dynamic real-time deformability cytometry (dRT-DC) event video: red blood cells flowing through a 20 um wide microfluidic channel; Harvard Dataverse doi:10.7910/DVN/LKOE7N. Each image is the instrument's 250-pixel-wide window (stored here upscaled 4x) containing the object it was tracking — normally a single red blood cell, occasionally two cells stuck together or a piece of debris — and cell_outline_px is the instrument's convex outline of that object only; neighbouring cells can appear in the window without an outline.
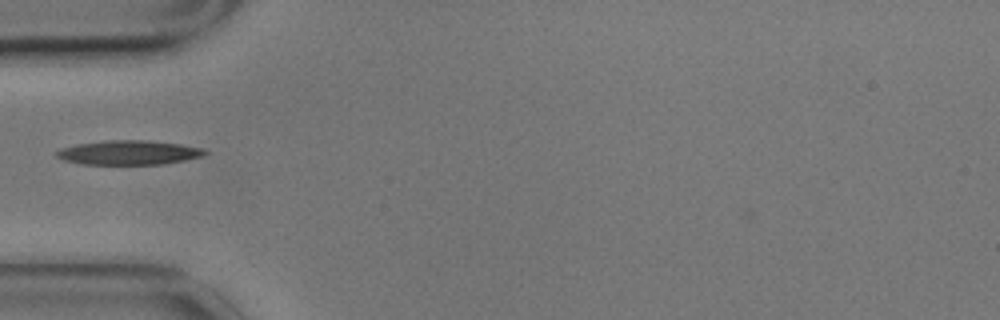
{"species": "common noctule bat (a hibernating species)", "species_latin": "Nyctalus noctula", "temperature_condition": "cold", "stored_images_in_passage": 40, "camera_frame_rate_fps": 3000, "um_per_image_px": 0.085, "animal": {"sex": "male", "body_mass_g": 17.9}, "frame": {"image": 1, "passage_image": 1, "time_ms": 0.0, "image_size_px": [1000, 320], "cell_outline_px": [[208, 152], [204, 156], [164, 164], [84, 164], [64, 160], [56, 156], [56, 152], [60, 148], [76, 144], [104, 140], [144, 140], [180, 144], [200, 148]], "centroid_in_image_um": [10.92, 12.96], "position_along_channel_um": 74.1, "area_um2": 20.92}}
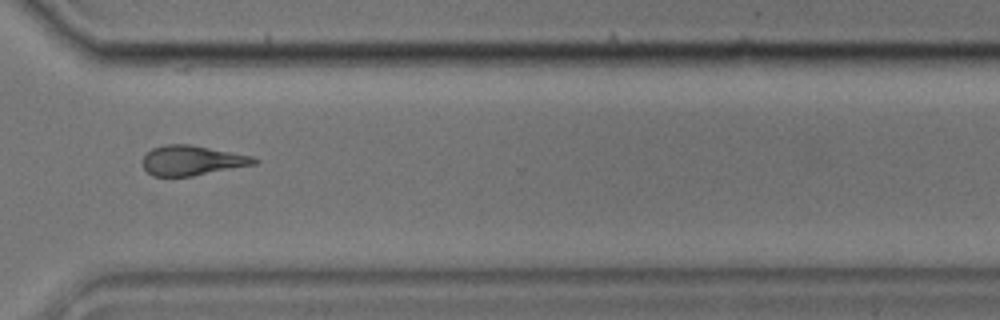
{"frame": {"image": 2, "passage_image": 25, "time_ms": 8.0, "image_size_px": [1000, 320], "cell_outline_px": [[260, 160], [256, 164], [192, 176], [152, 176], [144, 168], [144, 156], [152, 148], [164, 144], [188, 144], [252, 156]], "centroid_in_image_um": [16.33, 13.64], "position_along_channel_um": 354.3, "area_um2": 19.19}}
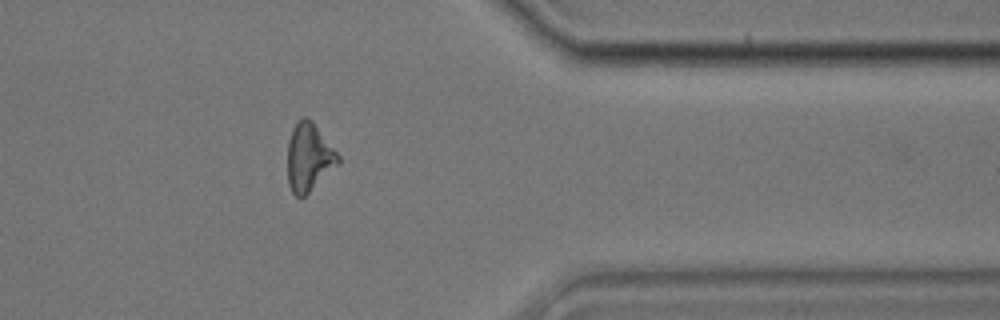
{"frame": {"image": 3, "passage_image": 29, "time_ms": 9.333, "image_size_px": [1000, 320], "cell_outline_px": [[340, 164], [304, 196], [296, 196], [292, 192], [288, 184], [288, 140], [292, 128], [296, 120], [304, 116], [308, 116], [312, 120], [340, 156]], "centroid_in_image_um": [26.26, 13.33], "position_along_channel_um": 385.1, "area_um2": 20.23}}